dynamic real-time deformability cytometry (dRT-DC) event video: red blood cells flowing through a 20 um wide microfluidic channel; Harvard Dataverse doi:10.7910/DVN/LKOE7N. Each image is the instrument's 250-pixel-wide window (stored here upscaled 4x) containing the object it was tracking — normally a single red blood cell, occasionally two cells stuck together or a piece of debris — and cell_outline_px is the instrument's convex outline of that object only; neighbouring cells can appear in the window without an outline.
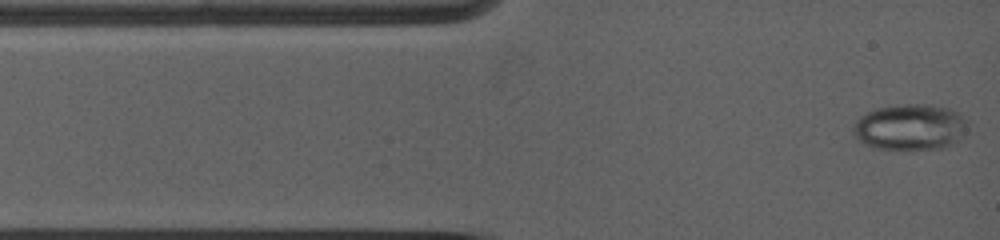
{"species": "common noctule bat (a hibernating species)", "species_latin": "Nyctalus noctula", "temperature_condition": "warm", "stored_images_in_passage": 33, "camera_frame_rate_fps": 5000, "um_per_image_px": 0.085, "animal": {"sex": "female", "body_mass_g": 19.0, "forearm_length_mm": 53.3}, "frame": {"image": 1, "passage_image": 1, "time_ms": 0.0, "image_size_px": [1000, 240], "cell_outline_px": [[968, 120], [964, 132], [960, 140], [944, 148], [912, 152], [876, 148], [864, 144], [856, 140], [852, 132], [852, 128], [856, 120], [860, 116], [876, 108], [904, 104], [932, 104], [948, 108], [960, 112]], "centroid_in_image_um": [77.36, 10.84], "position_along_channel_um": 7.6, "area_um2": 31.79}}
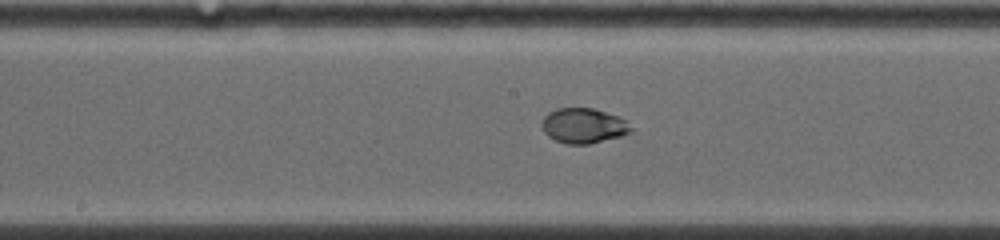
{"frame": {"image": 2, "passage_image": 18, "time_ms": 6.0, "image_size_px": [1000, 240], "cell_outline_px": [[632, 132], [620, 136], [588, 144], [568, 144], [556, 140], [548, 136], [544, 132], [540, 124], [544, 116], [548, 112], [556, 108], [592, 108], [628, 120], [632, 128]], "centroid_in_image_um": [49.58, 10.68], "position_along_channel_um": 198.6, "area_um2": 18.21}}
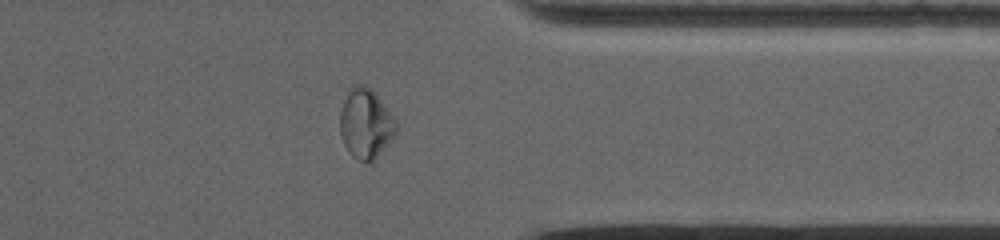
{"frame": {"image": 3, "passage_image": 30, "time_ms": 10.8, "image_size_px": [1000, 240], "cell_outline_px": [[396, 132], [388, 144], [372, 164], [364, 164], [356, 160], [348, 152], [344, 144], [340, 132], [340, 112], [344, 100], [352, 84], [364, 84], [372, 88], [376, 92], [396, 120]], "centroid_in_image_um": [31.09, 10.53], "position_along_channel_um": 380.3, "area_um2": 23.35}, "authors_computed_cell_mechanics": {"area_um2": 20.6346, "velocity_mm_per_s": 3.921, "shape_relaxation_time_tau1_ms": 7.4605, "shape_relaxation_time_tau2_ms": null, "deformation_change_tau1": 0.2253, "deformation_change_tau2": null}}